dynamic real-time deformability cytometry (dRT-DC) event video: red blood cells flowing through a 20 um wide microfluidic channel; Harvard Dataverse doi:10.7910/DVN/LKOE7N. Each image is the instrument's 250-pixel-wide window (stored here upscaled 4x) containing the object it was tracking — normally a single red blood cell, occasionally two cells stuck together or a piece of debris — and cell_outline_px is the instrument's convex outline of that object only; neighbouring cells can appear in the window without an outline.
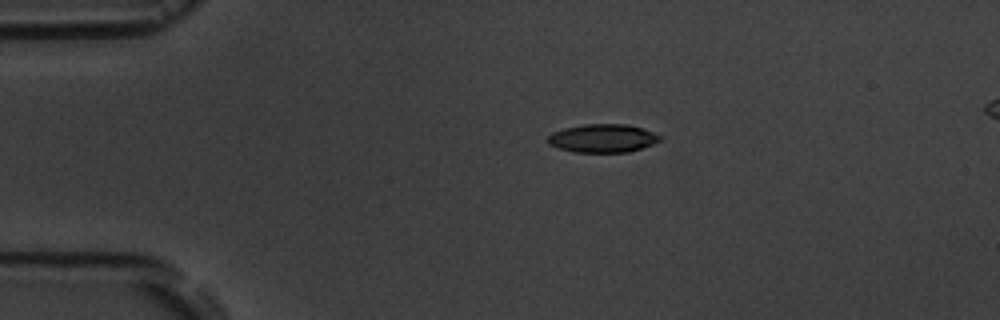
{"species": "common noctule bat (a hibernating species)", "species_latin": "Nyctalus noctula", "temperature_condition": "room temperature", "stored_images_in_passage": 3, "camera_frame_rate_fps": 3000, "um_per_image_px": 0.085, "animal": {"sex": "male", "body_mass_g": 19.5, "forearm_length_mm": 54.6}, "frame": {"image": 1, "passage_image": 1, "time_ms": 0.0, "image_size_px": [1000, 320], "cell_outline_px": [[664, 136], [660, 140], [652, 144], [628, 152], [572, 152], [548, 144], [548, 136], [552, 132], [564, 128], [584, 124], [628, 124]], "centroid_in_image_um": [51.22, 11.75], "position_along_channel_um": 33.8, "area_um2": 18.44}}